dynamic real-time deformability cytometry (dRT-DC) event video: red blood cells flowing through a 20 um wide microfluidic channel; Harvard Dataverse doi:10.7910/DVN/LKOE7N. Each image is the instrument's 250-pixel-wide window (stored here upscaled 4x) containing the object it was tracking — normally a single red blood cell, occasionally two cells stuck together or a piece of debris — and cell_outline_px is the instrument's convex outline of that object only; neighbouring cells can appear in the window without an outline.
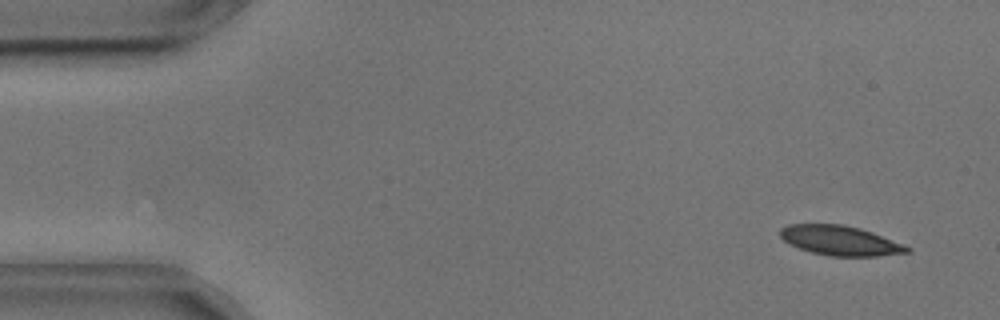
{"species": "common noctule bat (a hibernating species)", "species_latin": "Nyctalus noctula", "temperature_condition": "cold", "stored_images_in_passage": 14, "camera_frame_rate_fps": 3000, "um_per_image_px": 0.085, "animal": {"sex": "male", "body_mass_g": 17.9, "forearm_length_mm": 54.2}, "frame": {"image": 1, "passage_image": 3, "time_ms": 0.667, "image_size_px": [1000, 320], "cell_outline_px": [[912, 252], [880, 256], [828, 256], [812, 252], [788, 244], [780, 236], [780, 228], [788, 224], [844, 224], [860, 228], [872, 232], [904, 244], [912, 248]], "centroid_in_image_um": [71.44, 20.45], "position_along_channel_um": 13.6, "area_um2": 22.14}}
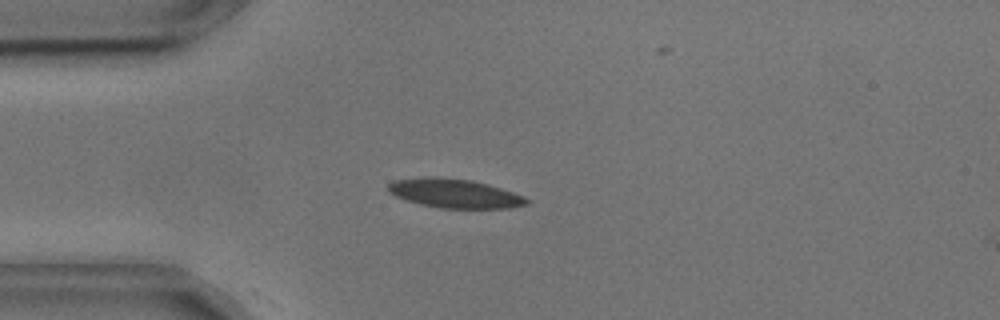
{"frame": {"image": 2, "passage_image": 13, "time_ms": 4.0, "image_size_px": [1000, 320], "cell_outline_px": [[532, 200], [528, 204], [508, 208], [440, 208], [420, 204], [404, 200], [388, 192], [388, 184], [392, 180], [428, 176], [436, 176], [472, 180], [488, 184], [524, 196]], "centroid_in_image_um": [38.62, 16.43], "position_along_channel_um": 46.4, "area_um2": 23.64}}